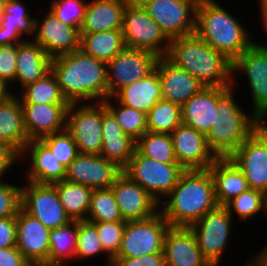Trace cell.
<instances>
[{"instance_id":"44dd1931","label":"cell","mask_w":267,"mask_h":266,"mask_svg":"<svg viewBox=\"0 0 267 266\" xmlns=\"http://www.w3.org/2000/svg\"><path fill=\"white\" fill-rule=\"evenodd\" d=\"M155 68L159 74L162 99L181 107L204 87L195 77L176 66L166 56L158 58Z\"/></svg>"},{"instance_id":"bcb514c9","label":"cell","mask_w":267,"mask_h":266,"mask_svg":"<svg viewBox=\"0 0 267 266\" xmlns=\"http://www.w3.org/2000/svg\"><path fill=\"white\" fill-rule=\"evenodd\" d=\"M21 208V186L0 181V218L14 217Z\"/></svg>"},{"instance_id":"f546056e","label":"cell","mask_w":267,"mask_h":266,"mask_svg":"<svg viewBox=\"0 0 267 266\" xmlns=\"http://www.w3.org/2000/svg\"><path fill=\"white\" fill-rule=\"evenodd\" d=\"M213 178L218 205H225L232 198L249 189L242 171L229 158H217L208 168Z\"/></svg>"},{"instance_id":"e0dca14e","label":"cell","mask_w":267,"mask_h":266,"mask_svg":"<svg viewBox=\"0 0 267 266\" xmlns=\"http://www.w3.org/2000/svg\"><path fill=\"white\" fill-rule=\"evenodd\" d=\"M40 19L34 18V36L31 40L40 45L49 57L69 54L80 49V29L63 24L48 9Z\"/></svg>"},{"instance_id":"277c9868","label":"cell","mask_w":267,"mask_h":266,"mask_svg":"<svg viewBox=\"0 0 267 266\" xmlns=\"http://www.w3.org/2000/svg\"><path fill=\"white\" fill-rule=\"evenodd\" d=\"M195 34L232 62L255 42L240 21L215 0H199Z\"/></svg>"},{"instance_id":"f6af8a7d","label":"cell","mask_w":267,"mask_h":266,"mask_svg":"<svg viewBox=\"0 0 267 266\" xmlns=\"http://www.w3.org/2000/svg\"><path fill=\"white\" fill-rule=\"evenodd\" d=\"M87 2L83 0H51L49 9L63 24L81 28Z\"/></svg>"},{"instance_id":"ab89813d","label":"cell","mask_w":267,"mask_h":266,"mask_svg":"<svg viewBox=\"0 0 267 266\" xmlns=\"http://www.w3.org/2000/svg\"><path fill=\"white\" fill-rule=\"evenodd\" d=\"M87 220L90 222L124 221L111 188L93 190Z\"/></svg>"},{"instance_id":"4dcf8cb0","label":"cell","mask_w":267,"mask_h":266,"mask_svg":"<svg viewBox=\"0 0 267 266\" xmlns=\"http://www.w3.org/2000/svg\"><path fill=\"white\" fill-rule=\"evenodd\" d=\"M34 18L22 0H7L0 17V46L27 41L22 36L24 33L27 37L34 35Z\"/></svg>"},{"instance_id":"f35d334b","label":"cell","mask_w":267,"mask_h":266,"mask_svg":"<svg viewBox=\"0 0 267 266\" xmlns=\"http://www.w3.org/2000/svg\"><path fill=\"white\" fill-rule=\"evenodd\" d=\"M182 123L181 106L160 100L147 114V128L151 132L171 134Z\"/></svg>"},{"instance_id":"7a4b0ae2","label":"cell","mask_w":267,"mask_h":266,"mask_svg":"<svg viewBox=\"0 0 267 266\" xmlns=\"http://www.w3.org/2000/svg\"><path fill=\"white\" fill-rule=\"evenodd\" d=\"M166 198L159 211L171 227H189L218 206L209 169L185 170Z\"/></svg>"},{"instance_id":"cb8c5ba5","label":"cell","mask_w":267,"mask_h":266,"mask_svg":"<svg viewBox=\"0 0 267 266\" xmlns=\"http://www.w3.org/2000/svg\"><path fill=\"white\" fill-rule=\"evenodd\" d=\"M230 87H203L182 107V123L205 135L215 121L218 99Z\"/></svg>"},{"instance_id":"e575fe53","label":"cell","mask_w":267,"mask_h":266,"mask_svg":"<svg viewBox=\"0 0 267 266\" xmlns=\"http://www.w3.org/2000/svg\"><path fill=\"white\" fill-rule=\"evenodd\" d=\"M19 91L22 92H19L22 96L18 93L21 104H69L52 71Z\"/></svg>"},{"instance_id":"60d3db41","label":"cell","mask_w":267,"mask_h":266,"mask_svg":"<svg viewBox=\"0 0 267 266\" xmlns=\"http://www.w3.org/2000/svg\"><path fill=\"white\" fill-rule=\"evenodd\" d=\"M224 206L232 217L234 216L233 213H236L241 220L246 221L256 216L261 210L265 214L267 213V195L249 188L247 191L232 198Z\"/></svg>"},{"instance_id":"4fadbf2b","label":"cell","mask_w":267,"mask_h":266,"mask_svg":"<svg viewBox=\"0 0 267 266\" xmlns=\"http://www.w3.org/2000/svg\"><path fill=\"white\" fill-rule=\"evenodd\" d=\"M229 158L242 171L250 189L267 195V122L261 124Z\"/></svg>"},{"instance_id":"f5cc1de1","label":"cell","mask_w":267,"mask_h":266,"mask_svg":"<svg viewBox=\"0 0 267 266\" xmlns=\"http://www.w3.org/2000/svg\"><path fill=\"white\" fill-rule=\"evenodd\" d=\"M9 88V85H7L3 80H0V103L5 102L14 94Z\"/></svg>"},{"instance_id":"b9f144b4","label":"cell","mask_w":267,"mask_h":266,"mask_svg":"<svg viewBox=\"0 0 267 266\" xmlns=\"http://www.w3.org/2000/svg\"><path fill=\"white\" fill-rule=\"evenodd\" d=\"M103 253L95 224L88 220H78L75 259L86 260Z\"/></svg>"},{"instance_id":"db71d44e","label":"cell","mask_w":267,"mask_h":266,"mask_svg":"<svg viewBox=\"0 0 267 266\" xmlns=\"http://www.w3.org/2000/svg\"><path fill=\"white\" fill-rule=\"evenodd\" d=\"M258 4L260 5L259 14H261L262 25L264 26L267 23V0H259Z\"/></svg>"},{"instance_id":"5bb4252c","label":"cell","mask_w":267,"mask_h":266,"mask_svg":"<svg viewBox=\"0 0 267 266\" xmlns=\"http://www.w3.org/2000/svg\"><path fill=\"white\" fill-rule=\"evenodd\" d=\"M21 207L50 230L72 221L66 214L53 184L27 181V185L21 187Z\"/></svg>"},{"instance_id":"ba28073f","label":"cell","mask_w":267,"mask_h":266,"mask_svg":"<svg viewBox=\"0 0 267 266\" xmlns=\"http://www.w3.org/2000/svg\"><path fill=\"white\" fill-rule=\"evenodd\" d=\"M233 218L225 206L218 205L189 226L202 255L211 266L221 264L224 250L232 234Z\"/></svg>"},{"instance_id":"836d02e7","label":"cell","mask_w":267,"mask_h":266,"mask_svg":"<svg viewBox=\"0 0 267 266\" xmlns=\"http://www.w3.org/2000/svg\"><path fill=\"white\" fill-rule=\"evenodd\" d=\"M53 185L70 219L72 221L87 220L93 189L65 180L55 182Z\"/></svg>"},{"instance_id":"9c48e42d","label":"cell","mask_w":267,"mask_h":266,"mask_svg":"<svg viewBox=\"0 0 267 266\" xmlns=\"http://www.w3.org/2000/svg\"><path fill=\"white\" fill-rule=\"evenodd\" d=\"M65 129L72 136L80 154L100 155L102 102L69 104L66 111Z\"/></svg>"},{"instance_id":"603a6c76","label":"cell","mask_w":267,"mask_h":266,"mask_svg":"<svg viewBox=\"0 0 267 266\" xmlns=\"http://www.w3.org/2000/svg\"><path fill=\"white\" fill-rule=\"evenodd\" d=\"M29 140L65 130L66 111L69 104H21Z\"/></svg>"},{"instance_id":"7dc6e473","label":"cell","mask_w":267,"mask_h":266,"mask_svg":"<svg viewBox=\"0 0 267 266\" xmlns=\"http://www.w3.org/2000/svg\"><path fill=\"white\" fill-rule=\"evenodd\" d=\"M16 60L17 44L0 46V80L9 86L15 82Z\"/></svg>"},{"instance_id":"11a10c76","label":"cell","mask_w":267,"mask_h":266,"mask_svg":"<svg viewBox=\"0 0 267 266\" xmlns=\"http://www.w3.org/2000/svg\"><path fill=\"white\" fill-rule=\"evenodd\" d=\"M251 261H247L244 266H267L266 263L259 257V255L249 258Z\"/></svg>"},{"instance_id":"ac0fdd59","label":"cell","mask_w":267,"mask_h":266,"mask_svg":"<svg viewBox=\"0 0 267 266\" xmlns=\"http://www.w3.org/2000/svg\"><path fill=\"white\" fill-rule=\"evenodd\" d=\"M50 231L20 208L16 215V246L31 265H49Z\"/></svg>"},{"instance_id":"d6986e66","label":"cell","mask_w":267,"mask_h":266,"mask_svg":"<svg viewBox=\"0 0 267 266\" xmlns=\"http://www.w3.org/2000/svg\"><path fill=\"white\" fill-rule=\"evenodd\" d=\"M177 163L185 170L208 169L217 159L209 149L206 135L186 124H179L171 133Z\"/></svg>"},{"instance_id":"74e56055","label":"cell","mask_w":267,"mask_h":266,"mask_svg":"<svg viewBox=\"0 0 267 266\" xmlns=\"http://www.w3.org/2000/svg\"><path fill=\"white\" fill-rule=\"evenodd\" d=\"M112 99L115 102H113ZM103 102L106 108L113 114L123 131L132 136L135 140L148 131L147 114L144 112L120 104L112 97H108Z\"/></svg>"},{"instance_id":"7402d4cb","label":"cell","mask_w":267,"mask_h":266,"mask_svg":"<svg viewBox=\"0 0 267 266\" xmlns=\"http://www.w3.org/2000/svg\"><path fill=\"white\" fill-rule=\"evenodd\" d=\"M166 266H211L189 227H169L163 246Z\"/></svg>"},{"instance_id":"2e32d148","label":"cell","mask_w":267,"mask_h":266,"mask_svg":"<svg viewBox=\"0 0 267 266\" xmlns=\"http://www.w3.org/2000/svg\"><path fill=\"white\" fill-rule=\"evenodd\" d=\"M122 173V167L101 155L79 153L66 167L64 180L96 190L111 188Z\"/></svg>"},{"instance_id":"c3c4849f","label":"cell","mask_w":267,"mask_h":266,"mask_svg":"<svg viewBox=\"0 0 267 266\" xmlns=\"http://www.w3.org/2000/svg\"><path fill=\"white\" fill-rule=\"evenodd\" d=\"M112 266H166L164 251L141 257H115Z\"/></svg>"},{"instance_id":"6da1fadb","label":"cell","mask_w":267,"mask_h":266,"mask_svg":"<svg viewBox=\"0 0 267 266\" xmlns=\"http://www.w3.org/2000/svg\"><path fill=\"white\" fill-rule=\"evenodd\" d=\"M51 71L69 104L108 98L107 63L81 49L52 58Z\"/></svg>"},{"instance_id":"7c38bea8","label":"cell","mask_w":267,"mask_h":266,"mask_svg":"<svg viewBox=\"0 0 267 266\" xmlns=\"http://www.w3.org/2000/svg\"><path fill=\"white\" fill-rule=\"evenodd\" d=\"M232 71L233 84L237 71L245 73L253 100L252 113L267 122V46L255 41L233 61Z\"/></svg>"},{"instance_id":"8992f818","label":"cell","mask_w":267,"mask_h":266,"mask_svg":"<svg viewBox=\"0 0 267 266\" xmlns=\"http://www.w3.org/2000/svg\"><path fill=\"white\" fill-rule=\"evenodd\" d=\"M184 171L178 163L158 162L141 155L137 150L123 168V173L144 188L159 204L177 185Z\"/></svg>"},{"instance_id":"f907efd6","label":"cell","mask_w":267,"mask_h":266,"mask_svg":"<svg viewBox=\"0 0 267 266\" xmlns=\"http://www.w3.org/2000/svg\"><path fill=\"white\" fill-rule=\"evenodd\" d=\"M19 160H22L21 155L10 145L0 141V181H3L5 173Z\"/></svg>"},{"instance_id":"816d5d0a","label":"cell","mask_w":267,"mask_h":266,"mask_svg":"<svg viewBox=\"0 0 267 266\" xmlns=\"http://www.w3.org/2000/svg\"><path fill=\"white\" fill-rule=\"evenodd\" d=\"M0 266H31L17 246L0 249Z\"/></svg>"},{"instance_id":"f1b7e54d","label":"cell","mask_w":267,"mask_h":266,"mask_svg":"<svg viewBox=\"0 0 267 266\" xmlns=\"http://www.w3.org/2000/svg\"><path fill=\"white\" fill-rule=\"evenodd\" d=\"M112 98L120 104L148 114L154 104L162 100L158 70L155 68L143 79L119 89Z\"/></svg>"},{"instance_id":"4316f807","label":"cell","mask_w":267,"mask_h":266,"mask_svg":"<svg viewBox=\"0 0 267 266\" xmlns=\"http://www.w3.org/2000/svg\"><path fill=\"white\" fill-rule=\"evenodd\" d=\"M131 0H91L87 2L80 33L122 29L126 5Z\"/></svg>"},{"instance_id":"ffe728a7","label":"cell","mask_w":267,"mask_h":266,"mask_svg":"<svg viewBox=\"0 0 267 266\" xmlns=\"http://www.w3.org/2000/svg\"><path fill=\"white\" fill-rule=\"evenodd\" d=\"M124 221L144 220L160 210V204L144 188L122 173L111 186Z\"/></svg>"},{"instance_id":"484cf974","label":"cell","mask_w":267,"mask_h":266,"mask_svg":"<svg viewBox=\"0 0 267 266\" xmlns=\"http://www.w3.org/2000/svg\"><path fill=\"white\" fill-rule=\"evenodd\" d=\"M29 154L26 181L38 184H53L62 181L66 175V167L55 158L50 148L42 140H31L21 154V158Z\"/></svg>"},{"instance_id":"d4e9b609","label":"cell","mask_w":267,"mask_h":266,"mask_svg":"<svg viewBox=\"0 0 267 266\" xmlns=\"http://www.w3.org/2000/svg\"><path fill=\"white\" fill-rule=\"evenodd\" d=\"M136 150V140L126 134L102 102V149L100 155L124 168Z\"/></svg>"},{"instance_id":"1f68e13d","label":"cell","mask_w":267,"mask_h":266,"mask_svg":"<svg viewBox=\"0 0 267 266\" xmlns=\"http://www.w3.org/2000/svg\"><path fill=\"white\" fill-rule=\"evenodd\" d=\"M0 141L13 147L20 155L30 142L24 123V113L18 95L0 103Z\"/></svg>"},{"instance_id":"52a82bcc","label":"cell","mask_w":267,"mask_h":266,"mask_svg":"<svg viewBox=\"0 0 267 266\" xmlns=\"http://www.w3.org/2000/svg\"><path fill=\"white\" fill-rule=\"evenodd\" d=\"M122 34L128 48L147 50L158 57L167 55L170 39L137 0L126 5Z\"/></svg>"},{"instance_id":"9f6ffc18","label":"cell","mask_w":267,"mask_h":266,"mask_svg":"<svg viewBox=\"0 0 267 266\" xmlns=\"http://www.w3.org/2000/svg\"><path fill=\"white\" fill-rule=\"evenodd\" d=\"M258 255L267 265V245L262 247V250L258 253Z\"/></svg>"},{"instance_id":"83f0119b","label":"cell","mask_w":267,"mask_h":266,"mask_svg":"<svg viewBox=\"0 0 267 266\" xmlns=\"http://www.w3.org/2000/svg\"><path fill=\"white\" fill-rule=\"evenodd\" d=\"M17 44L16 78L20 89L36 82L51 71L52 58L32 40Z\"/></svg>"},{"instance_id":"680465c9","label":"cell","mask_w":267,"mask_h":266,"mask_svg":"<svg viewBox=\"0 0 267 266\" xmlns=\"http://www.w3.org/2000/svg\"><path fill=\"white\" fill-rule=\"evenodd\" d=\"M31 266H53V265H31Z\"/></svg>"},{"instance_id":"5b68a950","label":"cell","mask_w":267,"mask_h":266,"mask_svg":"<svg viewBox=\"0 0 267 266\" xmlns=\"http://www.w3.org/2000/svg\"><path fill=\"white\" fill-rule=\"evenodd\" d=\"M234 85L219 99L215 121L206 140L217 158L229 157L264 122L251 115L236 102Z\"/></svg>"},{"instance_id":"d590c367","label":"cell","mask_w":267,"mask_h":266,"mask_svg":"<svg viewBox=\"0 0 267 266\" xmlns=\"http://www.w3.org/2000/svg\"><path fill=\"white\" fill-rule=\"evenodd\" d=\"M77 230L78 221H71L50 231L49 265L67 266L70 258L75 259Z\"/></svg>"},{"instance_id":"ee69618b","label":"cell","mask_w":267,"mask_h":266,"mask_svg":"<svg viewBox=\"0 0 267 266\" xmlns=\"http://www.w3.org/2000/svg\"><path fill=\"white\" fill-rule=\"evenodd\" d=\"M60 163L67 167L79 154L72 136L65 130L41 139Z\"/></svg>"},{"instance_id":"6f0895ef","label":"cell","mask_w":267,"mask_h":266,"mask_svg":"<svg viewBox=\"0 0 267 266\" xmlns=\"http://www.w3.org/2000/svg\"><path fill=\"white\" fill-rule=\"evenodd\" d=\"M7 0H0V17H2L5 2Z\"/></svg>"},{"instance_id":"8d00e7d4","label":"cell","mask_w":267,"mask_h":266,"mask_svg":"<svg viewBox=\"0 0 267 266\" xmlns=\"http://www.w3.org/2000/svg\"><path fill=\"white\" fill-rule=\"evenodd\" d=\"M136 150L162 163H177L171 134L147 131L136 140Z\"/></svg>"},{"instance_id":"30bf717a","label":"cell","mask_w":267,"mask_h":266,"mask_svg":"<svg viewBox=\"0 0 267 266\" xmlns=\"http://www.w3.org/2000/svg\"><path fill=\"white\" fill-rule=\"evenodd\" d=\"M171 40L195 33L199 0H137Z\"/></svg>"},{"instance_id":"3957f363","label":"cell","mask_w":267,"mask_h":266,"mask_svg":"<svg viewBox=\"0 0 267 266\" xmlns=\"http://www.w3.org/2000/svg\"><path fill=\"white\" fill-rule=\"evenodd\" d=\"M166 57L204 87H232L233 62L195 33L170 40Z\"/></svg>"},{"instance_id":"681fc988","label":"cell","mask_w":267,"mask_h":266,"mask_svg":"<svg viewBox=\"0 0 267 266\" xmlns=\"http://www.w3.org/2000/svg\"><path fill=\"white\" fill-rule=\"evenodd\" d=\"M16 246V216L0 218V249Z\"/></svg>"},{"instance_id":"d6a6232c","label":"cell","mask_w":267,"mask_h":266,"mask_svg":"<svg viewBox=\"0 0 267 266\" xmlns=\"http://www.w3.org/2000/svg\"><path fill=\"white\" fill-rule=\"evenodd\" d=\"M125 47L122 29L80 33V49L105 63H108Z\"/></svg>"},{"instance_id":"7bdbcfd3","label":"cell","mask_w":267,"mask_h":266,"mask_svg":"<svg viewBox=\"0 0 267 266\" xmlns=\"http://www.w3.org/2000/svg\"><path fill=\"white\" fill-rule=\"evenodd\" d=\"M96 226L102 248L107 254V266H112V260L118 255L126 221L93 222Z\"/></svg>"},{"instance_id":"9a60e30c","label":"cell","mask_w":267,"mask_h":266,"mask_svg":"<svg viewBox=\"0 0 267 266\" xmlns=\"http://www.w3.org/2000/svg\"><path fill=\"white\" fill-rule=\"evenodd\" d=\"M158 58L150 51L125 47L107 63L108 97L150 74Z\"/></svg>"},{"instance_id":"8fae6325","label":"cell","mask_w":267,"mask_h":266,"mask_svg":"<svg viewBox=\"0 0 267 266\" xmlns=\"http://www.w3.org/2000/svg\"><path fill=\"white\" fill-rule=\"evenodd\" d=\"M169 227L160 211L144 220L126 221L116 257H141L163 252L164 237Z\"/></svg>"}]
</instances>
